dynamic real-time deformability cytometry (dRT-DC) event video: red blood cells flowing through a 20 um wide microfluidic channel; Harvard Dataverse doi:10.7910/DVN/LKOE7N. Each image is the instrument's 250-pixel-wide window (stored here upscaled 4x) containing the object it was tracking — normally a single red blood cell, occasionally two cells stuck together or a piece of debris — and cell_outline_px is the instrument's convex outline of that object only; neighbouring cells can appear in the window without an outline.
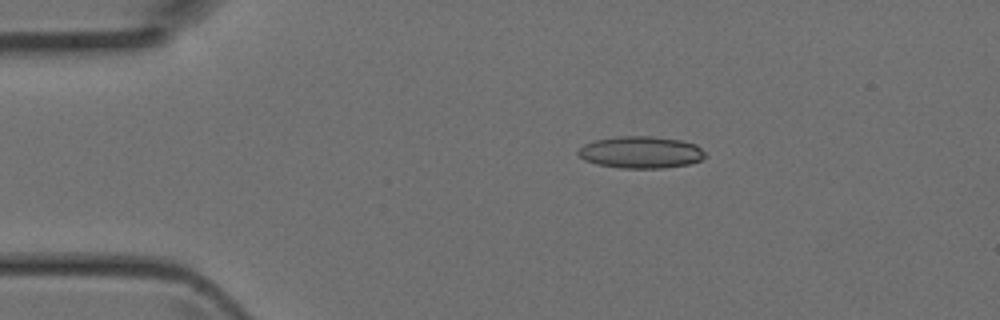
{"species": "Egyptian fruit bat (a non-hibernating species)", "species_latin": "Rousettus aegyptiacus", "temperature_condition": "room temperature", "stored_images_in_passage": 4, "camera_frame_rate_fps": 3000, "um_per_image_px": 0.085, "animal": {"sex": "female"}, "frame": {"image": 1, "passage_image": 3, "time_ms": 0.667, "image_size_px": [1000, 320], "cell_outline_px": [[704, 156], [700, 160], [688, 164], [664, 168], [620, 168], [596, 164], [584, 160], [576, 152], [584, 144], [592, 140], [616, 136], [652, 136], [680, 140], [696, 144], [704, 152]], "centroid_in_image_um": [54.42, 12.94], "position_along_channel_um": 30.6, "area_um2": 23.7}}